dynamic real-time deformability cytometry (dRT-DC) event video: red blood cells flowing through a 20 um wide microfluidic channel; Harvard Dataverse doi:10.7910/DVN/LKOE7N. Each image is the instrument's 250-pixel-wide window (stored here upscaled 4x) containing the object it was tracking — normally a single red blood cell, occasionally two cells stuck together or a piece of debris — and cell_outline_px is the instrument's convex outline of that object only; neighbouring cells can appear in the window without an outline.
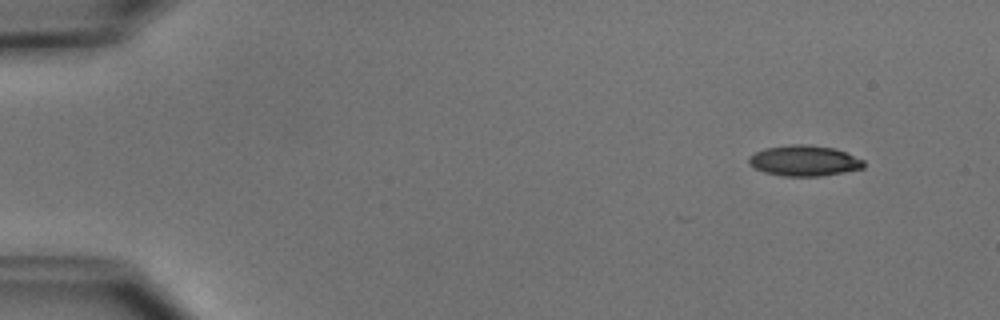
{"species": "common noctule bat (a hibernating species)", "species_latin": "Nyctalus noctula", "temperature_condition": "cold", "stored_images_in_passage": 4, "camera_frame_rate_fps": 3000, "um_per_image_px": 0.085, "animal": {"sex": "male", "body_mass_g": 15.6}, "frame": {"image": 1, "passage_image": 1, "time_ms": 0.0, "image_size_px": [1000, 320], "cell_outline_px": [[864, 168], [844, 172], [820, 176], [784, 176], [764, 172], [748, 164], [748, 156], [764, 148], [788, 144], [808, 144], [836, 148], [864, 160]], "centroid_in_image_um": [68.35, 13.65], "position_along_channel_um": 16.7, "area_um2": 20.69}}